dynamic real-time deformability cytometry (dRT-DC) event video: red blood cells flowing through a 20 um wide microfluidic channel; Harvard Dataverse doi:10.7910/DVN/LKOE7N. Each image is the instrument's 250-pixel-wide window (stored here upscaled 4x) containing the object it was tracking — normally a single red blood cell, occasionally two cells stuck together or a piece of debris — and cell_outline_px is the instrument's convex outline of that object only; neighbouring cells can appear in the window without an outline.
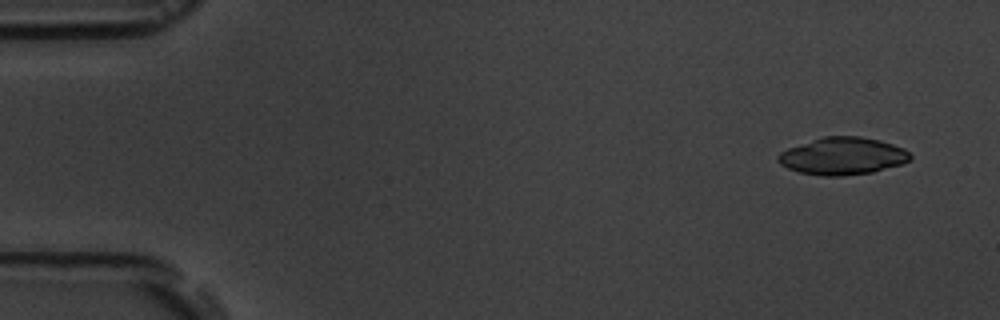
{"species": "common noctule bat (a hibernating species)", "species_latin": "Nyctalus noctula", "temperature_condition": "room temperature", "stored_images_in_passage": 6, "camera_frame_rate_fps": 3000, "um_per_image_px": 0.085, "animal": {"sex": "male", "body_mass_g": 19.5, "forearm_length_mm": 54.6}, "frame": {"image": 1, "passage_image": 2, "time_ms": 1.0, "image_size_px": [1000, 320], "cell_outline_px": [[912, 160], [900, 164], [872, 172], [844, 176], [820, 176], [800, 172], [788, 168], [780, 164], [776, 160], [776, 156], [780, 152], [788, 148], [824, 136], [860, 136], [880, 140], [904, 148], [912, 156]], "centroid_in_image_um": [71.62, 13.27], "position_along_channel_um": 13.4, "area_um2": 28.78}}